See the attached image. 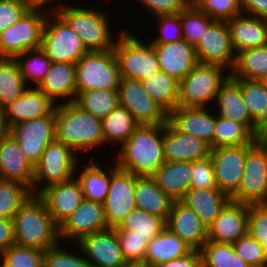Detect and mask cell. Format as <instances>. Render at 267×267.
Instances as JSON below:
<instances>
[{"label":"cell","instance_id":"obj_1","mask_svg":"<svg viewBox=\"0 0 267 267\" xmlns=\"http://www.w3.org/2000/svg\"><path fill=\"white\" fill-rule=\"evenodd\" d=\"M164 124L139 125L120 146L115 165L135 176H152L165 162Z\"/></svg>","mask_w":267,"mask_h":267},{"label":"cell","instance_id":"obj_2","mask_svg":"<svg viewBox=\"0 0 267 267\" xmlns=\"http://www.w3.org/2000/svg\"><path fill=\"white\" fill-rule=\"evenodd\" d=\"M55 135L56 141L77 154H89L93 148L104 144L101 119L82 110L74 102L56 105Z\"/></svg>","mask_w":267,"mask_h":267},{"label":"cell","instance_id":"obj_3","mask_svg":"<svg viewBox=\"0 0 267 267\" xmlns=\"http://www.w3.org/2000/svg\"><path fill=\"white\" fill-rule=\"evenodd\" d=\"M15 244L46 251L61 242L59 226L38 195H31L12 218Z\"/></svg>","mask_w":267,"mask_h":267},{"label":"cell","instance_id":"obj_4","mask_svg":"<svg viewBox=\"0 0 267 267\" xmlns=\"http://www.w3.org/2000/svg\"><path fill=\"white\" fill-rule=\"evenodd\" d=\"M68 5L65 2L53 10L80 37L84 46L91 51L113 50L115 37L110 30L108 13L85 6Z\"/></svg>","mask_w":267,"mask_h":267},{"label":"cell","instance_id":"obj_5","mask_svg":"<svg viewBox=\"0 0 267 267\" xmlns=\"http://www.w3.org/2000/svg\"><path fill=\"white\" fill-rule=\"evenodd\" d=\"M113 48L122 78L142 81L159 72L160 64L157 53L151 43L142 41L126 29L116 34Z\"/></svg>","mask_w":267,"mask_h":267},{"label":"cell","instance_id":"obj_6","mask_svg":"<svg viewBox=\"0 0 267 267\" xmlns=\"http://www.w3.org/2000/svg\"><path fill=\"white\" fill-rule=\"evenodd\" d=\"M229 76L230 72L221 65L198 63L179 82L178 106L208 107Z\"/></svg>","mask_w":267,"mask_h":267},{"label":"cell","instance_id":"obj_7","mask_svg":"<svg viewBox=\"0 0 267 267\" xmlns=\"http://www.w3.org/2000/svg\"><path fill=\"white\" fill-rule=\"evenodd\" d=\"M77 92L118 89L121 79L113 50L91 51L75 63Z\"/></svg>","mask_w":267,"mask_h":267},{"label":"cell","instance_id":"obj_8","mask_svg":"<svg viewBox=\"0 0 267 267\" xmlns=\"http://www.w3.org/2000/svg\"><path fill=\"white\" fill-rule=\"evenodd\" d=\"M49 11L43 7H31L16 23L2 31L0 58H15L28 50L40 48Z\"/></svg>","mask_w":267,"mask_h":267},{"label":"cell","instance_id":"obj_9","mask_svg":"<svg viewBox=\"0 0 267 267\" xmlns=\"http://www.w3.org/2000/svg\"><path fill=\"white\" fill-rule=\"evenodd\" d=\"M78 155L62 142H51L34 165L32 195H38L47 186L71 179L80 161Z\"/></svg>","mask_w":267,"mask_h":267},{"label":"cell","instance_id":"obj_10","mask_svg":"<svg viewBox=\"0 0 267 267\" xmlns=\"http://www.w3.org/2000/svg\"><path fill=\"white\" fill-rule=\"evenodd\" d=\"M40 48L51 62L76 63L89 52L80 37L54 10L46 17Z\"/></svg>","mask_w":267,"mask_h":267},{"label":"cell","instance_id":"obj_11","mask_svg":"<svg viewBox=\"0 0 267 267\" xmlns=\"http://www.w3.org/2000/svg\"><path fill=\"white\" fill-rule=\"evenodd\" d=\"M231 201L240 204H267V146L257 142L247 151L243 176Z\"/></svg>","mask_w":267,"mask_h":267},{"label":"cell","instance_id":"obj_12","mask_svg":"<svg viewBox=\"0 0 267 267\" xmlns=\"http://www.w3.org/2000/svg\"><path fill=\"white\" fill-rule=\"evenodd\" d=\"M135 186L136 176L112 163L108 194L103 202L108 228H117L125 217L136 209Z\"/></svg>","mask_w":267,"mask_h":267},{"label":"cell","instance_id":"obj_13","mask_svg":"<svg viewBox=\"0 0 267 267\" xmlns=\"http://www.w3.org/2000/svg\"><path fill=\"white\" fill-rule=\"evenodd\" d=\"M256 143L224 146L210 150L217 188L230 198L237 192L243 176L247 151Z\"/></svg>","mask_w":267,"mask_h":267},{"label":"cell","instance_id":"obj_14","mask_svg":"<svg viewBox=\"0 0 267 267\" xmlns=\"http://www.w3.org/2000/svg\"><path fill=\"white\" fill-rule=\"evenodd\" d=\"M9 133L18 142L24 156L35 165L46 147L56 140L55 109L50 115L15 124Z\"/></svg>","mask_w":267,"mask_h":267},{"label":"cell","instance_id":"obj_15","mask_svg":"<svg viewBox=\"0 0 267 267\" xmlns=\"http://www.w3.org/2000/svg\"><path fill=\"white\" fill-rule=\"evenodd\" d=\"M119 105L125 107L139 125H160L168 115L144 90L139 80L122 78L118 87Z\"/></svg>","mask_w":267,"mask_h":267},{"label":"cell","instance_id":"obj_16","mask_svg":"<svg viewBox=\"0 0 267 267\" xmlns=\"http://www.w3.org/2000/svg\"><path fill=\"white\" fill-rule=\"evenodd\" d=\"M198 63L217 64L232 70L236 52L232 46L226 21H215L195 46Z\"/></svg>","mask_w":267,"mask_h":267},{"label":"cell","instance_id":"obj_17","mask_svg":"<svg viewBox=\"0 0 267 267\" xmlns=\"http://www.w3.org/2000/svg\"><path fill=\"white\" fill-rule=\"evenodd\" d=\"M76 244L90 267H125L127 265L115 229L108 228L92 233Z\"/></svg>","mask_w":267,"mask_h":267},{"label":"cell","instance_id":"obj_18","mask_svg":"<svg viewBox=\"0 0 267 267\" xmlns=\"http://www.w3.org/2000/svg\"><path fill=\"white\" fill-rule=\"evenodd\" d=\"M108 229L103 203L84 199L79 207L59 226V237L78 243L83 237Z\"/></svg>","mask_w":267,"mask_h":267},{"label":"cell","instance_id":"obj_19","mask_svg":"<svg viewBox=\"0 0 267 267\" xmlns=\"http://www.w3.org/2000/svg\"><path fill=\"white\" fill-rule=\"evenodd\" d=\"M38 196L46 204L48 213L60 226L82 203L84 194L76 176L43 189Z\"/></svg>","mask_w":267,"mask_h":267},{"label":"cell","instance_id":"obj_20","mask_svg":"<svg viewBox=\"0 0 267 267\" xmlns=\"http://www.w3.org/2000/svg\"><path fill=\"white\" fill-rule=\"evenodd\" d=\"M249 205L230 201L207 228V241L233 244L248 233Z\"/></svg>","mask_w":267,"mask_h":267},{"label":"cell","instance_id":"obj_21","mask_svg":"<svg viewBox=\"0 0 267 267\" xmlns=\"http://www.w3.org/2000/svg\"><path fill=\"white\" fill-rule=\"evenodd\" d=\"M207 107L177 106L168 120L182 133L198 137L214 149L216 114Z\"/></svg>","mask_w":267,"mask_h":267},{"label":"cell","instance_id":"obj_22","mask_svg":"<svg viewBox=\"0 0 267 267\" xmlns=\"http://www.w3.org/2000/svg\"><path fill=\"white\" fill-rule=\"evenodd\" d=\"M165 227L193 250L199 251L207 242V227L198 215L181 201H173Z\"/></svg>","mask_w":267,"mask_h":267},{"label":"cell","instance_id":"obj_23","mask_svg":"<svg viewBox=\"0 0 267 267\" xmlns=\"http://www.w3.org/2000/svg\"><path fill=\"white\" fill-rule=\"evenodd\" d=\"M210 146L198 137L179 131L169 120L164 124L165 162L195 161L210 155Z\"/></svg>","mask_w":267,"mask_h":267},{"label":"cell","instance_id":"obj_24","mask_svg":"<svg viewBox=\"0 0 267 267\" xmlns=\"http://www.w3.org/2000/svg\"><path fill=\"white\" fill-rule=\"evenodd\" d=\"M55 107L56 104L42 90L30 85L20 98L4 106L2 111L10 129L17 123L50 115Z\"/></svg>","mask_w":267,"mask_h":267},{"label":"cell","instance_id":"obj_25","mask_svg":"<svg viewBox=\"0 0 267 267\" xmlns=\"http://www.w3.org/2000/svg\"><path fill=\"white\" fill-rule=\"evenodd\" d=\"M0 179L19 181L30 189L33 187L34 165L10 133L0 139Z\"/></svg>","mask_w":267,"mask_h":267},{"label":"cell","instance_id":"obj_26","mask_svg":"<svg viewBox=\"0 0 267 267\" xmlns=\"http://www.w3.org/2000/svg\"><path fill=\"white\" fill-rule=\"evenodd\" d=\"M160 69L179 82L198 64L195 47L184 39L166 44H152Z\"/></svg>","mask_w":267,"mask_h":267},{"label":"cell","instance_id":"obj_27","mask_svg":"<svg viewBox=\"0 0 267 267\" xmlns=\"http://www.w3.org/2000/svg\"><path fill=\"white\" fill-rule=\"evenodd\" d=\"M226 22L236 54L267 44V19L241 12Z\"/></svg>","mask_w":267,"mask_h":267},{"label":"cell","instance_id":"obj_28","mask_svg":"<svg viewBox=\"0 0 267 267\" xmlns=\"http://www.w3.org/2000/svg\"><path fill=\"white\" fill-rule=\"evenodd\" d=\"M38 88L56 105L75 102L77 96L75 63L52 62ZM57 100L61 102L58 103Z\"/></svg>","mask_w":267,"mask_h":267},{"label":"cell","instance_id":"obj_29","mask_svg":"<svg viewBox=\"0 0 267 267\" xmlns=\"http://www.w3.org/2000/svg\"><path fill=\"white\" fill-rule=\"evenodd\" d=\"M216 115L242 124L254 136V123L239 85L229 76L221 85L215 101ZM218 107V108H217Z\"/></svg>","mask_w":267,"mask_h":267},{"label":"cell","instance_id":"obj_30","mask_svg":"<svg viewBox=\"0 0 267 267\" xmlns=\"http://www.w3.org/2000/svg\"><path fill=\"white\" fill-rule=\"evenodd\" d=\"M180 201L191 208L208 228L231 198L218 188H190Z\"/></svg>","mask_w":267,"mask_h":267},{"label":"cell","instance_id":"obj_31","mask_svg":"<svg viewBox=\"0 0 267 267\" xmlns=\"http://www.w3.org/2000/svg\"><path fill=\"white\" fill-rule=\"evenodd\" d=\"M192 161L164 162L151 176L173 201H180L190 189Z\"/></svg>","mask_w":267,"mask_h":267},{"label":"cell","instance_id":"obj_32","mask_svg":"<svg viewBox=\"0 0 267 267\" xmlns=\"http://www.w3.org/2000/svg\"><path fill=\"white\" fill-rule=\"evenodd\" d=\"M192 250L189 245L165 227L156 237L148 242L144 265L155 267L175 258L185 256Z\"/></svg>","mask_w":267,"mask_h":267},{"label":"cell","instance_id":"obj_33","mask_svg":"<svg viewBox=\"0 0 267 267\" xmlns=\"http://www.w3.org/2000/svg\"><path fill=\"white\" fill-rule=\"evenodd\" d=\"M136 208L167 220L173 200L164 193L151 176H136Z\"/></svg>","mask_w":267,"mask_h":267},{"label":"cell","instance_id":"obj_34","mask_svg":"<svg viewBox=\"0 0 267 267\" xmlns=\"http://www.w3.org/2000/svg\"><path fill=\"white\" fill-rule=\"evenodd\" d=\"M90 164H85L82 169V163H78L76 167V178L79 180L84 199L103 203L108 194V187L110 183V165L109 167H102V164L89 160ZM80 167V168H79ZM84 168V169H83ZM104 168V169H103ZM82 171H80V170ZM108 170V171H105ZM78 171V172H77ZM81 173H80V172Z\"/></svg>","mask_w":267,"mask_h":267},{"label":"cell","instance_id":"obj_35","mask_svg":"<svg viewBox=\"0 0 267 267\" xmlns=\"http://www.w3.org/2000/svg\"><path fill=\"white\" fill-rule=\"evenodd\" d=\"M230 77L232 79L263 81L267 77V44L237 53Z\"/></svg>","mask_w":267,"mask_h":267},{"label":"cell","instance_id":"obj_36","mask_svg":"<svg viewBox=\"0 0 267 267\" xmlns=\"http://www.w3.org/2000/svg\"><path fill=\"white\" fill-rule=\"evenodd\" d=\"M144 90L169 115L177 106L179 81L160 70L141 81Z\"/></svg>","mask_w":267,"mask_h":267},{"label":"cell","instance_id":"obj_37","mask_svg":"<svg viewBox=\"0 0 267 267\" xmlns=\"http://www.w3.org/2000/svg\"><path fill=\"white\" fill-rule=\"evenodd\" d=\"M101 121L104 145L111 143L121 146L139 126L133 115L121 105L114 108Z\"/></svg>","mask_w":267,"mask_h":267},{"label":"cell","instance_id":"obj_38","mask_svg":"<svg viewBox=\"0 0 267 267\" xmlns=\"http://www.w3.org/2000/svg\"><path fill=\"white\" fill-rule=\"evenodd\" d=\"M240 87L244 102L257 130L267 121V86L263 81L233 79Z\"/></svg>","mask_w":267,"mask_h":267},{"label":"cell","instance_id":"obj_39","mask_svg":"<svg viewBox=\"0 0 267 267\" xmlns=\"http://www.w3.org/2000/svg\"><path fill=\"white\" fill-rule=\"evenodd\" d=\"M29 88L14 58H0V110Z\"/></svg>","mask_w":267,"mask_h":267},{"label":"cell","instance_id":"obj_40","mask_svg":"<svg viewBox=\"0 0 267 267\" xmlns=\"http://www.w3.org/2000/svg\"><path fill=\"white\" fill-rule=\"evenodd\" d=\"M165 228V220L144 210H132L115 231H132V235L145 238L150 242Z\"/></svg>","mask_w":267,"mask_h":267},{"label":"cell","instance_id":"obj_41","mask_svg":"<svg viewBox=\"0 0 267 267\" xmlns=\"http://www.w3.org/2000/svg\"><path fill=\"white\" fill-rule=\"evenodd\" d=\"M82 110L103 119L119 105L118 90H90L77 92L74 102Z\"/></svg>","mask_w":267,"mask_h":267},{"label":"cell","instance_id":"obj_42","mask_svg":"<svg viewBox=\"0 0 267 267\" xmlns=\"http://www.w3.org/2000/svg\"><path fill=\"white\" fill-rule=\"evenodd\" d=\"M19 66L26 84L38 87L44 80L52 64L50 58L41 48L28 50L14 58Z\"/></svg>","mask_w":267,"mask_h":267},{"label":"cell","instance_id":"obj_43","mask_svg":"<svg viewBox=\"0 0 267 267\" xmlns=\"http://www.w3.org/2000/svg\"><path fill=\"white\" fill-rule=\"evenodd\" d=\"M199 251L202 267H251L236 254L233 244L207 241Z\"/></svg>","mask_w":267,"mask_h":267},{"label":"cell","instance_id":"obj_44","mask_svg":"<svg viewBox=\"0 0 267 267\" xmlns=\"http://www.w3.org/2000/svg\"><path fill=\"white\" fill-rule=\"evenodd\" d=\"M183 39L196 46L209 27L216 21L203 11L197 9L191 2L180 11Z\"/></svg>","mask_w":267,"mask_h":267},{"label":"cell","instance_id":"obj_45","mask_svg":"<svg viewBox=\"0 0 267 267\" xmlns=\"http://www.w3.org/2000/svg\"><path fill=\"white\" fill-rule=\"evenodd\" d=\"M31 195V189L23 183L0 179V219L12 220Z\"/></svg>","mask_w":267,"mask_h":267},{"label":"cell","instance_id":"obj_46","mask_svg":"<svg viewBox=\"0 0 267 267\" xmlns=\"http://www.w3.org/2000/svg\"><path fill=\"white\" fill-rule=\"evenodd\" d=\"M255 137L240 123L216 115L214 149L251 143Z\"/></svg>","mask_w":267,"mask_h":267},{"label":"cell","instance_id":"obj_47","mask_svg":"<svg viewBox=\"0 0 267 267\" xmlns=\"http://www.w3.org/2000/svg\"><path fill=\"white\" fill-rule=\"evenodd\" d=\"M44 252L13 244L0 255V267H42Z\"/></svg>","mask_w":267,"mask_h":267},{"label":"cell","instance_id":"obj_48","mask_svg":"<svg viewBox=\"0 0 267 267\" xmlns=\"http://www.w3.org/2000/svg\"><path fill=\"white\" fill-rule=\"evenodd\" d=\"M199 10L217 21H227L242 12L240 0H190Z\"/></svg>","mask_w":267,"mask_h":267},{"label":"cell","instance_id":"obj_49","mask_svg":"<svg viewBox=\"0 0 267 267\" xmlns=\"http://www.w3.org/2000/svg\"><path fill=\"white\" fill-rule=\"evenodd\" d=\"M61 245L62 243H59L44 252L42 267H90L83 252L82 254L79 252L80 254L78 255V251H76L77 254H73V252L65 250L67 248Z\"/></svg>","mask_w":267,"mask_h":267},{"label":"cell","instance_id":"obj_50","mask_svg":"<svg viewBox=\"0 0 267 267\" xmlns=\"http://www.w3.org/2000/svg\"><path fill=\"white\" fill-rule=\"evenodd\" d=\"M236 254L251 267H267L264 247L248 233L233 243Z\"/></svg>","mask_w":267,"mask_h":267},{"label":"cell","instance_id":"obj_51","mask_svg":"<svg viewBox=\"0 0 267 267\" xmlns=\"http://www.w3.org/2000/svg\"><path fill=\"white\" fill-rule=\"evenodd\" d=\"M124 260L127 264H143L148 242L132 235V231H116Z\"/></svg>","mask_w":267,"mask_h":267},{"label":"cell","instance_id":"obj_52","mask_svg":"<svg viewBox=\"0 0 267 267\" xmlns=\"http://www.w3.org/2000/svg\"><path fill=\"white\" fill-rule=\"evenodd\" d=\"M155 18L157 19L156 21H158V26H160L158 28L160 29L157 33L159 35L151 39V44H166L183 39L180 12L176 14L159 15Z\"/></svg>","mask_w":267,"mask_h":267},{"label":"cell","instance_id":"obj_53","mask_svg":"<svg viewBox=\"0 0 267 267\" xmlns=\"http://www.w3.org/2000/svg\"><path fill=\"white\" fill-rule=\"evenodd\" d=\"M247 230L264 247L267 255V204L249 205Z\"/></svg>","mask_w":267,"mask_h":267},{"label":"cell","instance_id":"obj_54","mask_svg":"<svg viewBox=\"0 0 267 267\" xmlns=\"http://www.w3.org/2000/svg\"><path fill=\"white\" fill-rule=\"evenodd\" d=\"M190 188L208 189L217 188L214 167L210 155L192 161Z\"/></svg>","mask_w":267,"mask_h":267},{"label":"cell","instance_id":"obj_55","mask_svg":"<svg viewBox=\"0 0 267 267\" xmlns=\"http://www.w3.org/2000/svg\"><path fill=\"white\" fill-rule=\"evenodd\" d=\"M30 8L25 0H0V33L16 23Z\"/></svg>","mask_w":267,"mask_h":267},{"label":"cell","instance_id":"obj_56","mask_svg":"<svg viewBox=\"0 0 267 267\" xmlns=\"http://www.w3.org/2000/svg\"><path fill=\"white\" fill-rule=\"evenodd\" d=\"M138 2L146 7L145 9H148L153 17H156L179 13L190 3V0H139Z\"/></svg>","mask_w":267,"mask_h":267},{"label":"cell","instance_id":"obj_57","mask_svg":"<svg viewBox=\"0 0 267 267\" xmlns=\"http://www.w3.org/2000/svg\"><path fill=\"white\" fill-rule=\"evenodd\" d=\"M155 267H202L201 254L192 250L189 254L170 260Z\"/></svg>","mask_w":267,"mask_h":267},{"label":"cell","instance_id":"obj_58","mask_svg":"<svg viewBox=\"0 0 267 267\" xmlns=\"http://www.w3.org/2000/svg\"><path fill=\"white\" fill-rule=\"evenodd\" d=\"M15 244L13 221L0 219V255Z\"/></svg>","mask_w":267,"mask_h":267},{"label":"cell","instance_id":"obj_59","mask_svg":"<svg viewBox=\"0 0 267 267\" xmlns=\"http://www.w3.org/2000/svg\"><path fill=\"white\" fill-rule=\"evenodd\" d=\"M243 13L267 19V0H240Z\"/></svg>","mask_w":267,"mask_h":267},{"label":"cell","instance_id":"obj_60","mask_svg":"<svg viewBox=\"0 0 267 267\" xmlns=\"http://www.w3.org/2000/svg\"><path fill=\"white\" fill-rule=\"evenodd\" d=\"M31 7H43V8H48L49 10H52L50 9L48 6H50L49 4L51 3V6L53 5L52 2H57L58 6H60L61 4H63V0L62 1H58V0H25Z\"/></svg>","mask_w":267,"mask_h":267},{"label":"cell","instance_id":"obj_61","mask_svg":"<svg viewBox=\"0 0 267 267\" xmlns=\"http://www.w3.org/2000/svg\"><path fill=\"white\" fill-rule=\"evenodd\" d=\"M255 141L258 144L267 146V121L257 130Z\"/></svg>","mask_w":267,"mask_h":267},{"label":"cell","instance_id":"obj_62","mask_svg":"<svg viewBox=\"0 0 267 267\" xmlns=\"http://www.w3.org/2000/svg\"><path fill=\"white\" fill-rule=\"evenodd\" d=\"M9 133V129L5 123L4 113L0 110V139L5 137Z\"/></svg>","mask_w":267,"mask_h":267},{"label":"cell","instance_id":"obj_63","mask_svg":"<svg viewBox=\"0 0 267 267\" xmlns=\"http://www.w3.org/2000/svg\"><path fill=\"white\" fill-rule=\"evenodd\" d=\"M125 267H147V266L143 264H127Z\"/></svg>","mask_w":267,"mask_h":267},{"label":"cell","instance_id":"obj_64","mask_svg":"<svg viewBox=\"0 0 267 267\" xmlns=\"http://www.w3.org/2000/svg\"><path fill=\"white\" fill-rule=\"evenodd\" d=\"M263 82H264L265 85L267 86V77L263 80Z\"/></svg>","mask_w":267,"mask_h":267}]
</instances>
